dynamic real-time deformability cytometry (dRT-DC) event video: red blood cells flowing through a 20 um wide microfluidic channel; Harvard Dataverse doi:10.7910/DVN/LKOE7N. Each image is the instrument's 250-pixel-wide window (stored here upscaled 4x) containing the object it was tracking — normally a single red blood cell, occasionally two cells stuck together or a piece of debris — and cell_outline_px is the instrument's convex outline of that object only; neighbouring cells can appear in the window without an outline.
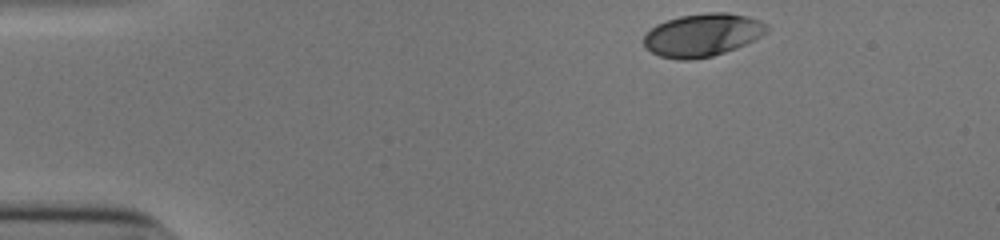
{"species": "human", "species_latin": "Homo sapiens", "temperature_condition": "cold", "stored_images_in_passage": 36, "camera_frame_rate_fps": 3000, "um_per_image_px": 0.085, "donor": {"sex": "male"}, "frame": {"image": 1, "passage_image": 1, "time_ms": 0.0, "image_size_px": [1000, 240], "cell_outline_px": [[768, 28], [760, 36], [736, 48], [712, 56], [688, 60], [680, 60], [660, 56], [652, 52], [644, 44], [644, 36], [656, 24], [680, 16], [708, 12], [728, 12], [748, 16], [760, 20], [768, 24]], "centroid_in_image_um": [59.72, 2.96], "position_along_channel_um": 25.3, "area_um2": 30.46}}
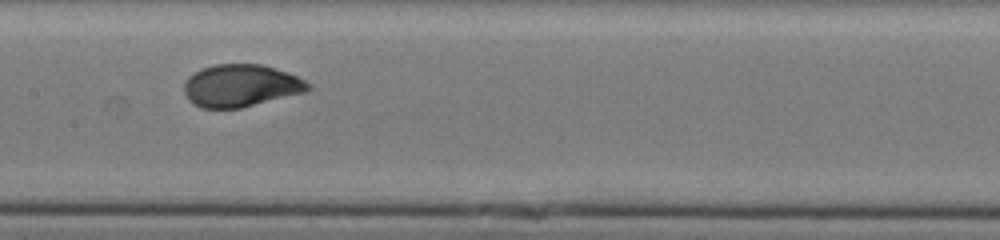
{"frame": {"image": 2, "passage_image": 20, "time_ms": 6.333, "image_size_px": [1000, 240], "cell_outline_px": [[312, 88], [308, 92], [240, 108], [200, 108], [188, 100], [184, 92], [184, 84], [188, 76], [200, 68], [216, 64], [260, 64], [288, 72], [312, 84]], "centroid_in_image_um": [20.48, 7.28], "position_along_channel_um": 186.9, "area_um2": 30.92}}
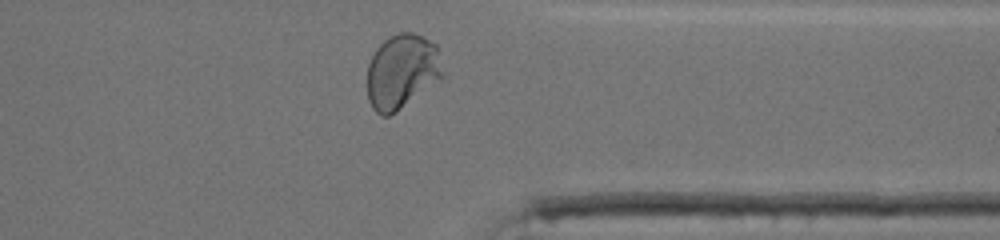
{"frame": {"image": 3, "passage_image": 35, "time_ms": 11.333, "image_size_px": [1000, 240], "cell_outline_px": [[444, 76], [440, 80], [396, 112], [388, 116], [380, 116], [372, 108], [368, 100], [368, 64], [376, 48], [388, 36], [400, 32], [412, 32], [436, 44]], "centroid_in_image_um": [34.15, 6.08], "position_along_channel_um": 377.2, "area_um2": 32.89}, "authors_computed_cell_mechanics": {"area_um2": 30.4606, "velocity_mm_per_s": 3.8716, "shape_relaxation_time_tau1_ms": 3.8988, "shape_relaxation_time_tau2_ms": null, "deformation_change_tau1": 0.1656, "deformation_change_tau2": null}}